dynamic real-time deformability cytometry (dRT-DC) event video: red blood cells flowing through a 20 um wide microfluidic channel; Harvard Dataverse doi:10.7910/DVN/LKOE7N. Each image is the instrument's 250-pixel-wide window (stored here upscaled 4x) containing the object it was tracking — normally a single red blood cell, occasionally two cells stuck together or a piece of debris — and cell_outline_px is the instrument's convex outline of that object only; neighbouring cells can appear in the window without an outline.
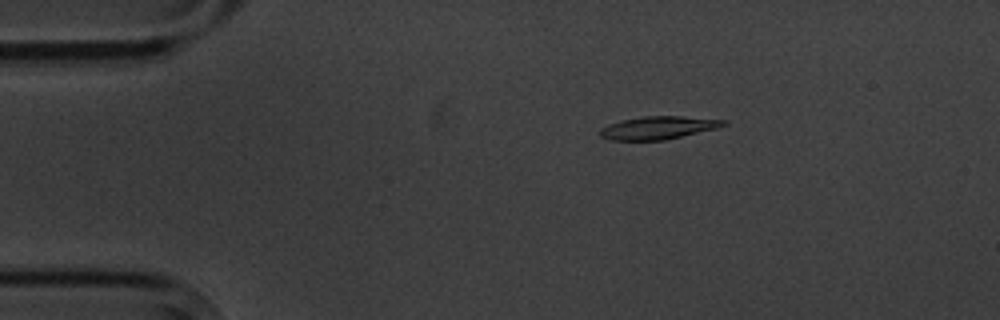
{"species": "common noctule bat (a hibernating species)", "species_latin": "Nyctalus noctula", "temperature_condition": "cold", "stored_images_in_passage": 3, "segment_of_instrument_passage": [1, 2], "camera_frame_rate_fps": 3000, "um_per_image_px": 0.085, "animal": {"sex": "male", "body_mass_g": 20.1, "forearm_length_mm": 53.5}, "frame": {"image": 1, "passage_image": 1, "time_ms": 0.0, "image_size_px": [1000, 320], "cell_outline_px": [[728, 124], [716, 128], [664, 140], [612, 140], [600, 136], [600, 128], [608, 124], [620, 120], [644, 116], [680, 116], [728, 120]], "centroid_in_image_um": [55.93, 10.85], "position_along_channel_um": 29.1, "area_um2": 16.42}}